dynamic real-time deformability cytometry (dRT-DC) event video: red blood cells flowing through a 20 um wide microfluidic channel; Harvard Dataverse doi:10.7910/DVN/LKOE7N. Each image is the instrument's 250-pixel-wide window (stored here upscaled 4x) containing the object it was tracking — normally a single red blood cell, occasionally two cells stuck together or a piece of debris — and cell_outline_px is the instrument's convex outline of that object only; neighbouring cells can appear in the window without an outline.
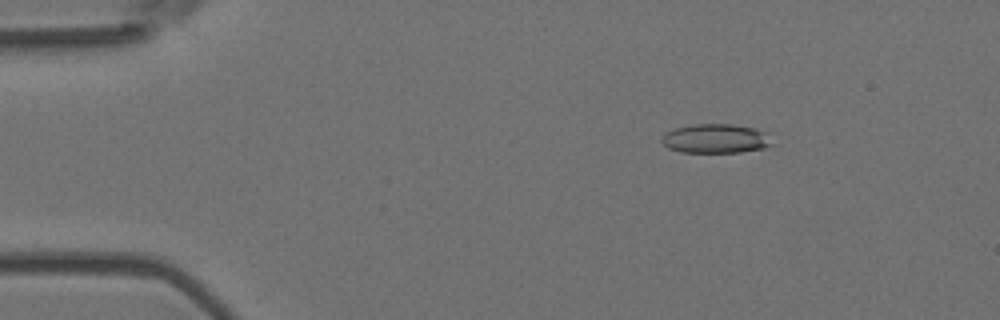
{"species": "Egyptian fruit bat (a non-hibernating species)", "species_latin": "Rousettus aegyptiacus", "temperature_condition": "room temperature", "stored_images_in_passage": 55, "camera_frame_rate_fps": 3000, "um_per_image_px": 0.085, "animal": {"sex": "female"}, "frame": {"image": 1, "passage_image": 8, "time_ms": 2.333, "image_size_px": [1000, 320], "cell_outline_px": [[776, 144], [764, 148], [740, 152], [680, 152], [668, 148], [660, 140], [664, 132], [676, 128], [692, 124], [732, 124], [756, 128], [764, 132]], "centroid_in_image_um": [60.84, 11.78], "position_along_channel_um": 24.2, "area_um2": 18.96}}
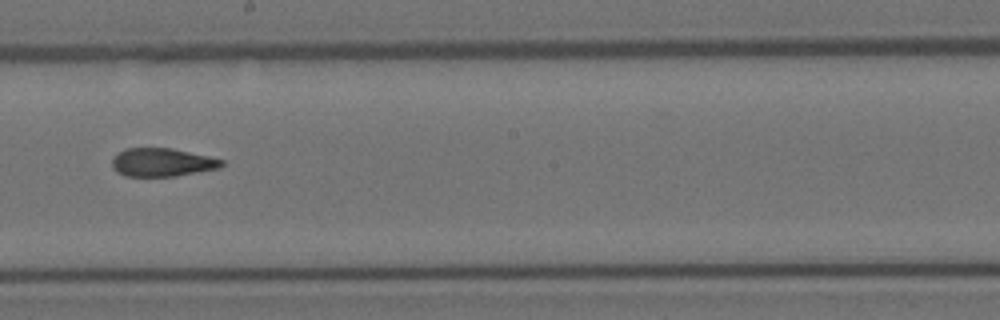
{"frame": {"image": 2, "passage_image": 31, "time_ms": 10.0, "image_size_px": [1000, 320], "cell_outline_px": [[224, 164], [220, 168], [176, 176], [124, 176], [116, 172], [112, 168], [112, 160], [124, 148], [172, 148], [208, 156], [224, 160]], "centroid_in_image_um": [13.78, 13.8], "position_along_channel_um": 234.4, "area_um2": 18.09}}
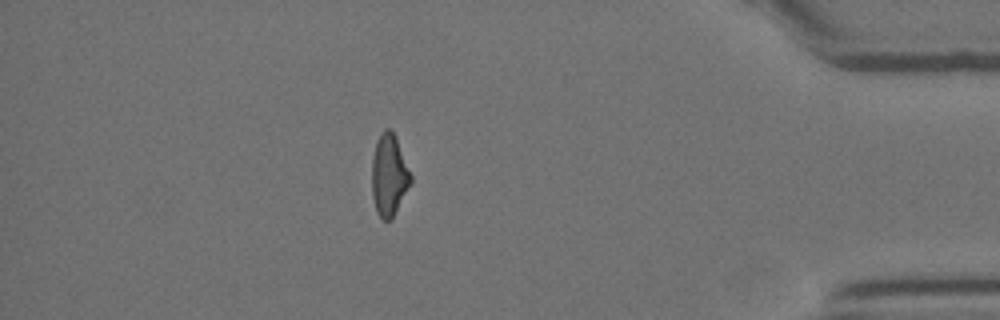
{"frame": {"image": 3, "passage_image": 48, "time_ms": 15.667, "image_size_px": [1000, 320], "cell_outline_px": [[412, 184], [392, 220], [384, 220], [376, 212], [372, 196], [372, 156], [376, 140], [380, 132], [384, 128], [388, 128], [392, 132], [396, 140], [412, 176]], "centroid_in_image_um": [33.06, 14.93], "position_along_channel_um": 402.1, "area_um2": 18.67}, "authors_computed_cell_mechanics": {"area_um2": 19.0162, "velocity_mm_per_s": 3.6947, "shape_relaxation_time_tau1_ms": null, "shape_relaxation_time_tau2_ms": 3.2122, "deformation_change_tau1": null, "deformation_change_tau2": 0.1224}}